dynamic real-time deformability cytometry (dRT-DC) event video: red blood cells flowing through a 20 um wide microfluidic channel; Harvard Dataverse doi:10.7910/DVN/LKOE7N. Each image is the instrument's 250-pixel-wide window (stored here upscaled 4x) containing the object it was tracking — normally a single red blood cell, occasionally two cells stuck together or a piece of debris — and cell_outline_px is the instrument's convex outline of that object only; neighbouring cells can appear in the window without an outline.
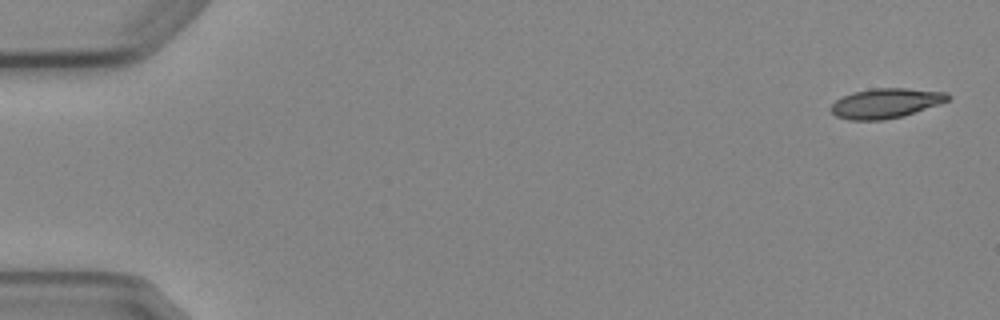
{"species": "Egyptian fruit bat (a non-hibernating species)", "species_latin": "Rousettus aegyptiacus", "temperature_condition": "cold", "stored_images_in_passage": 4, "camera_frame_rate_fps": 3000, "um_per_image_px": 0.085, "animal": {"sex": "female"}, "frame": {"image": 1, "passage_image": 1, "time_ms": 0.0, "image_size_px": [1000, 320], "cell_outline_px": [[952, 96], [948, 100], [940, 104], [904, 116], [884, 120], [848, 120], [836, 116], [832, 112], [832, 104], [836, 100], [852, 92], [872, 88], [908, 88], [948, 92]], "centroid_in_image_um": [75.33, 8.77], "position_along_channel_um": 9.7, "area_um2": 20.46}}
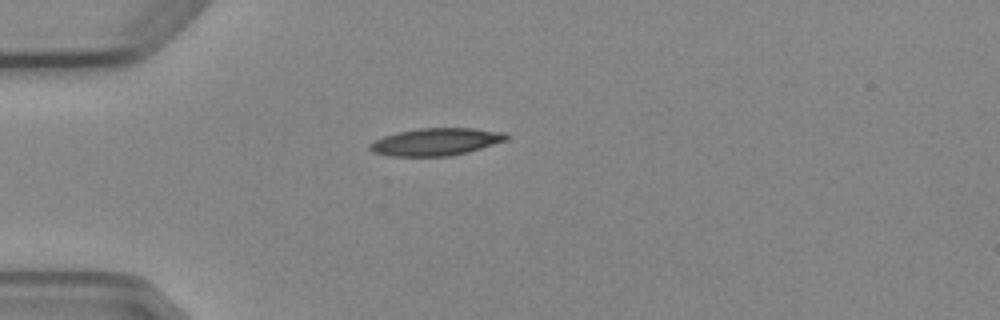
{"frame": {"image": 2, "passage_image": 4, "time_ms": 4.333, "image_size_px": [1000, 320], "cell_outline_px": [[508, 140], [468, 152], [452, 156], [388, 156], [372, 152], [368, 148], [368, 144], [384, 136], [396, 132], [420, 128], [472, 128], [504, 132], [508, 136]], "centroid_in_image_um": [37.04, 12.06], "position_along_channel_um": 48.0, "area_um2": 21.91}}